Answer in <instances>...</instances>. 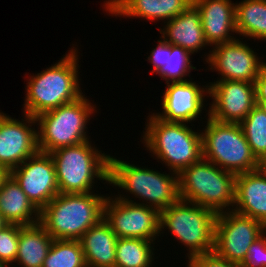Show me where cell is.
Masks as SVG:
<instances>
[{
	"label": "cell",
	"instance_id": "6da1fadb",
	"mask_svg": "<svg viewBox=\"0 0 266 267\" xmlns=\"http://www.w3.org/2000/svg\"><path fill=\"white\" fill-rule=\"evenodd\" d=\"M77 51V48L70 49L59 62L29 76L23 105L24 114L36 117L83 96L79 87Z\"/></svg>",
	"mask_w": 266,
	"mask_h": 267
},
{
	"label": "cell",
	"instance_id": "7a4b0ae2",
	"mask_svg": "<svg viewBox=\"0 0 266 267\" xmlns=\"http://www.w3.org/2000/svg\"><path fill=\"white\" fill-rule=\"evenodd\" d=\"M59 193L40 211V224L53 239L79 240L104 218L107 196Z\"/></svg>",
	"mask_w": 266,
	"mask_h": 267
},
{
	"label": "cell",
	"instance_id": "3957f363",
	"mask_svg": "<svg viewBox=\"0 0 266 267\" xmlns=\"http://www.w3.org/2000/svg\"><path fill=\"white\" fill-rule=\"evenodd\" d=\"M108 184L122 188L143 201L134 202L129 200L128 196L123 197L121 194L116 195V198L143 204L155 208L159 212L180 199L177 173L172 171V173L164 174V172L153 171L150 168H141L114 156H109Z\"/></svg>",
	"mask_w": 266,
	"mask_h": 267
},
{
	"label": "cell",
	"instance_id": "277c9868",
	"mask_svg": "<svg viewBox=\"0 0 266 267\" xmlns=\"http://www.w3.org/2000/svg\"><path fill=\"white\" fill-rule=\"evenodd\" d=\"M148 117L142 143L170 172L179 174L202 158L201 132H194L188 123L166 122L155 113Z\"/></svg>",
	"mask_w": 266,
	"mask_h": 267
},
{
	"label": "cell",
	"instance_id": "5b68a950",
	"mask_svg": "<svg viewBox=\"0 0 266 267\" xmlns=\"http://www.w3.org/2000/svg\"><path fill=\"white\" fill-rule=\"evenodd\" d=\"M236 176L201 158L178 174L180 200L211 209L216 214L233 210Z\"/></svg>",
	"mask_w": 266,
	"mask_h": 267
},
{
	"label": "cell",
	"instance_id": "8992f818",
	"mask_svg": "<svg viewBox=\"0 0 266 267\" xmlns=\"http://www.w3.org/2000/svg\"><path fill=\"white\" fill-rule=\"evenodd\" d=\"M91 141L62 147L51 152L59 193H89L94 178L109 182V156Z\"/></svg>",
	"mask_w": 266,
	"mask_h": 267
},
{
	"label": "cell",
	"instance_id": "52a82bcc",
	"mask_svg": "<svg viewBox=\"0 0 266 267\" xmlns=\"http://www.w3.org/2000/svg\"><path fill=\"white\" fill-rule=\"evenodd\" d=\"M216 217L211 209L179 199L160 211V233L164 228L168 229L188 248L189 260L213 252Z\"/></svg>",
	"mask_w": 266,
	"mask_h": 267
},
{
	"label": "cell",
	"instance_id": "ba28073f",
	"mask_svg": "<svg viewBox=\"0 0 266 267\" xmlns=\"http://www.w3.org/2000/svg\"><path fill=\"white\" fill-rule=\"evenodd\" d=\"M207 118L201 132L202 158L236 175L259 169L260 161L252 153L240 124Z\"/></svg>",
	"mask_w": 266,
	"mask_h": 267
},
{
	"label": "cell",
	"instance_id": "9c48e42d",
	"mask_svg": "<svg viewBox=\"0 0 266 267\" xmlns=\"http://www.w3.org/2000/svg\"><path fill=\"white\" fill-rule=\"evenodd\" d=\"M84 96L35 117L39 151L51 153L89 140L86 125L96 106Z\"/></svg>",
	"mask_w": 266,
	"mask_h": 267
},
{
	"label": "cell",
	"instance_id": "30bf717a",
	"mask_svg": "<svg viewBox=\"0 0 266 267\" xmlns=\"http://www.w3.org/2000/svg\"><path fill=\"white\" fill-rule=\"evenodd\" d=\"M266 232V226L233 210L218 213L213 252L220 258L242 264L253 242Z\"/></svg>",
	"mask_w": 266,
	"mask_h": 267
},
{
	"label": "cell",
	"instance_id": "8fae6325",
	"mask_svg": "<svg viewBox=\"0 0 266 267\" xmlns=\"http://www.w3.org/2000/svg\"><path fill=\"white\" fill-rule=\"evenodd\" d=\"M104 220L117 238H139L155 241L160 234V212L152 207L107 197Z\"/></svg>",
	"mask_w": 266,
	"mask_h": 267
},
{
	"label": "cell",
	"instance_id": "7c38bea8",
	"mask_svg": "<svg viewBox=\"0 0 266 267\" xmlns=\"http://www.w3.org/2000/svg\"><path fill=\"white\" fill-rule=\"evenodd\" d=\"M9 174L39 211L59 194L55 164L50 153L38 151Z\"/></svg>",
	"mask_w": 266,
	"mask_h": 267
},
{
	"label": "cell",
	"instance_id": "4fadbf2b",
	"mask_svg": "<svg viewBox=\"0 0 266 267\" xmlns=\"http://www.w3.org/2000/svg\"><path fill=\"white\" fill-rule=\"evenodd\" d=\"M256 52L238 38L228 43L216 44L205 61L211 70L218 71L221 79L217 81H248L254 83L260 70L266 65L259 60Z\"/></svg>",
	"mask_w": 266,
	"mask_h": 267
},
{
	"label": "cell",
	"instance_id": "5bb4252c",
	"mask_svg": "<svg viewBox=\"0 0 266 267\" xmlns=\"http://www.w3.org/2000/svg\"><path fill=\"white\" fill-rule=\"evenodd\" d=\"M23 115L20 121L0 112V167L7 173L39 151L35 117Z\"/></svg>",
	"mask_w": 266,
	"mask_h": 267
},
{
	"label": "cell",
	"instance_id": "9a60e30c",
	"mask_svg": "<svg viewBox=\"0 0 266 267\" xmlns=\"http://www.w3.org/2000/svg\"><path fill=\"white\" fill-rule=\"evenodd\" d=\"M209 96L207 115L219 122L239 124L256 106L255 86L248 81L210 82Z\"/></svg>",
	"mask_w": 266,
	"mask_h": 267
},
{
	"label": "cell",
	"instance_id": "2e32d148",
	"mask_svg": "<svg viewBox=\"0 0 266 267\" xmlns=\"http://www.w3.org/2000/svg\"><path fill=\"white\" fill-rule=\"evenodd\" d=\"M162 97V114L155 115L166 122L191 123L198 120L202 109L205 107V94H209V84L203 86L194 81L166 83ZM206 89V90H205ZM205 92V94H204Z\"/></svg>",
	"mask_w": 266,
	"mask_h": 267
},
{
	"label": "cell",
	"instance_id": "e0dca14e",
	"mask_svg": "<svg viewBox=\"0 0 266 267\" xmlns=\"http://www.w3.org/2000/svg\"><path fill=\"white\" fill-rule=\"evenodd\" d=\"M201 14V23L207 43L213 45L235 41V4L231 0H192ZM231 32V33H230Z\"/></svg>",
	"mask_w": 266,
	"mask_h": 267
},
{
	"label": "cell",
	"instance_id": "ac0fdd59",
	"mask_svg": "<svg viewBox=\"0 0 266 267\" xmlns=\"http://www.w3.org/2000/svg\"><path fill=\"white\" fill-rule=\"evenodd\" d=\"M105 11L109 15L141 17L150 21L168 22L183 12L192 0H106Z\"/></svg>",
	"mask_w": 266,
	"mask_h": 267
},
{
	"label": "cell",
	"instance_id": "d6986e66",
	"mask_svg": "<svg viewBox=\"0 0 266 267\" xmlns=\"http://www.w3.org/2000/svg\"><path fill=\"white\" fill-rule=\"evenodd\" d=\"M164 23L166 25L159 31L162 35L160 39L170 45L182 47L191 54L202 50L205 45L210 46L204 36L201 14L193 3L178 16Z\"/></svg>",
	"mask_w": 266,
	"mask_h": 267
},
{
	"label": "cell",
	"instance_id": "ffe728a7",
	"mask_svg": "<svg viewBox=\"0 0 266 267\" xmlns=\"http://www.w3.org/2000/svg\"><path fill=\"white\" fill-rule=\"evenodd\" d=\"M233 211L266 226V173L260 168L237 174Z\"/></svg>",
	"mask_w": 266,
	"mask_h": 267
},
{
	"label": "cell",
	"instance_id": "44dd1931",
	"mask_svg": "<svg viewBox=\"0 0 266 267\" xmlns=\"http://www.w3.org/2000/svg\"><path fill=\"white\" fill-rule=\"evenodd\" d=\"M0 213L7 224L30 226L40 222V211L9 173L0 183Z\"/></svg>",
	"mask_w": 266,
	"mask_h": 267
},
{
	"label": "cell",
	"instance_id": "7402d4cb",
	"mask_svg": "<svg viewBox=\"0 0 266 267\" xmlns=\"http://www.w3.org/2000/svg\"><path fill=\"white\" fill-rule=\"evenodd\" d=\"M117 236L104 218L79 239L87 267H114Z\"/></svg>",
	"mask_w": 266,
	"mask_h": 267
},
{
	"label": "cell",
	"instance_id": "603a6c76",
	"mask_svg": "<svg viewBox=\"0 0 266 267\" xmlns=\"http://www.w3.org/2000/svg\"><path fill=\"white\" fill-rule=\"evenodd\" d=\"M53 240L40 223L22 226L15 263L21 267H42Z\"/></svg>",
	"mask_w": 266,
	"mask_h": 267
},
{
	"label": "cell",
	"instance_id": "cb8c5ba5",
	"mask_svg": "<svg viewBox=\"0 0 266 267\" xmlns=\"http://www.w3.org/2000/svg\"><path fill=\"white\" fill-rule=\"evenodd\" d=\"M237 34L254 40H266V0L235 3Z\"/></svg>",
	"mask_w": 266,
	"mask_h": 267
},
{
	"label": "cell",
	"instance_id": "d4e9b609",
	"mask_svg": "<svg viewBox=\"0 0 266 267\" xmlns=\"http://www.w3.org/2000/svg\"><path fill=\"white\" fill-rule=\"evenodd\" d=\"M151 244H155L154 241L139 238H118L114 267L152 266L154 247Z\"/></svg>",
	"mask_w": 266,
	"mask_h": 267
},
{
	"label": "cell",
	"instance_id": "484cf974",
	"mask_svg": "<svg viewBox=\"0 0 266 267\" xmlns=\"http://www.w3.org/2000/svg\"><path fill=\"white\" fill-rule=\"evenodd\" d=\"M42 267H87L79 240L54 239Z\"/></svg>",
	"mask_w": 266,
	"mask_h": 267
},
{
	"label": "cell",
	"instance_id": "4316f807",
	"mask_svg": "<svg viewBox=\"0 0 266 267\" xmlns=\"http://www.w3.org/2000/svg\"><path fill=\"white\" fill-rule=\"evenodd\" d=\"M239 124L252 153L261 161L266 156V114L255 106Z\"/></svg>",
	"mask_w": 266,
	"mask_h": 267
},
{
	"label": "cell",
	"instance_id": "83f0119b",
	"mask_svg": "<svg viewBox=\"0 0 266 267\" xmlns=\"http://www.w3.org/2000/svg\"><path fill=\"white\" fill-rule=\"evenodd\" d=\"M191 53L182 47L171 45V53H168L166 65L162 66L157 74L169 82H184L186 76L190 77V72L196 67L190 61Z\"/></svg>",
	"mask_w": 266,
	"mask_h": 267
},
{
	"label": "cell",
	"instance_id": "f1b7e54d",
	"mask_svg": "<svg viewBox=\"0 0 266 267\" xmlns=\"http://www.w3.org/2000/svg\"><path fill=\"white\" fill-rule=\"evenodd\" d=\"M21 227L19 224H5L0 229V261L8 266L15 263Z\"/></svg>",
	"mask_w": 266,
	"mask_h": 267
},
{
	"label": "cell",
	"instance_id": "f546056e",
	"mask_svg": "<svg viewBox=\"0 0 266 267\" xmlns=\"http://www.w3.org/2000/svg\"><path fill=\"white\" fill-rule=\"evenodd\" d=\"M242 267H266V232L251 244Z\"/></svg>",
	"mask_w": 266,
	"mask_h": 267
},
{
	"label": "cell",
	"instance_id": "4dcf8cb0",
	"mask_svg": "<svg viewBox=\"0 0 266 267\" xmlns=\"http://www.w3.org/2000/svg\"><path fill=\"white\" fill-rule=\"evenodd\" d=\"M188 267H242L241 264L233 263L220 258L214 252L192 257L188 260Z\"/></svg>",
	"mask_w": 266,
	"mask_h": 267
},
{
	"label": "cell",
	"instance_id": "1f68e13d",
	"mask_svg": "<svg viewBox=\"0 0 266 267\" xmlns=\"http://www.w3.org/2000/svg\"><path fill=\"white\" fill-rule=\"evenodd\" d=\"M157 47L154 48L148 56V60L151 64H153L152 73H157L160 68L166 65L168 59V53H171V45L167 43L164 39L158 40Z\"/></svg>",
	"mask_w": 266,
	"mask_h": 267
},
{
	"label": "cell",
	"instance_id": "d6a6232c",
	"mask_svg": "<svg viewBox=\"0 0 266 267\" xmlns=\"http://www.w3.org/2000/svg\"><path fill=\"white\" fill-rule=\"evenodd\" d=\"M254 86L256 100H266V65L260 70Z\"/></svg>",
	"mask_w": 266,
	"mask_h": 267
},
{
	"label": "cell",
	"instance_id": "836d02e7",
	"mask_svg": "<svg viewBox=\"0 0 266 267\" xmlns=\"http://www.w3.org/2000/svg\"><path fill=\"white\" fill-rule=\"evenodd\" d=\"M256 106L266 114V100H256Z\"/></svg>",
	"mask_w": 266,
	"mask_h": 267
},
{
	"label": "cell",
	"instance_id": "e575fe53",
	"mask_svg": "<svg viewBox=\"0 0 266 267\" xmlns=\"http://www.w3.org/2000/svg\"><path fill=\"white\" fill-rule=\"evenodd\" d=\"M264 173H266V156L260 161L259 167Z\"/></svg>",
	"mask_w": 266,
	"mask_h": 267
},
{
	"label": "cell",
	"instance_id": "d590c367",
	"mask_svg": "<svg viewBox=\"0 0 266 267\" xmlns=\"http://www.w3.org/2000/svg\"><path fill=\"white\" fill-rule=\"evenodd\" d=\"M7 174L8 173L2 167H0V183Z\"/></svg>",
	"mask_w": 266,
	"mask_h": 267
},
{
	"label": "cell",
	"instance_id": "8d00e7d4",
	"mask_svg": "<svg viewBox=\"0 0 266 267\" xmlns=\"http://www.w3.org/2000/svg\"><path fill=\"white\" fill-rule=\"evenodd\" d=\"M5 224H7V223L3 220L2 216H1V213H0V229H1Z\"/></svg>",
	"mask_w": 266,
	"mask_h": 267
},
{
	"label": "cell",
	"instance_id": "74e56055",
	"mask_svg": "<svg viewBox=\"0 0 266 267\" xmlns=\"http://www.w3.org/2000/svg\"><path fill=\"white\" fill-rule=\"evenodd\" d=\"M0 267H10V266H8L6 263H3L0 261Z\"/></svg>",
	"mask_w": 266,
	"mask_h": 267
}]
</instances>
